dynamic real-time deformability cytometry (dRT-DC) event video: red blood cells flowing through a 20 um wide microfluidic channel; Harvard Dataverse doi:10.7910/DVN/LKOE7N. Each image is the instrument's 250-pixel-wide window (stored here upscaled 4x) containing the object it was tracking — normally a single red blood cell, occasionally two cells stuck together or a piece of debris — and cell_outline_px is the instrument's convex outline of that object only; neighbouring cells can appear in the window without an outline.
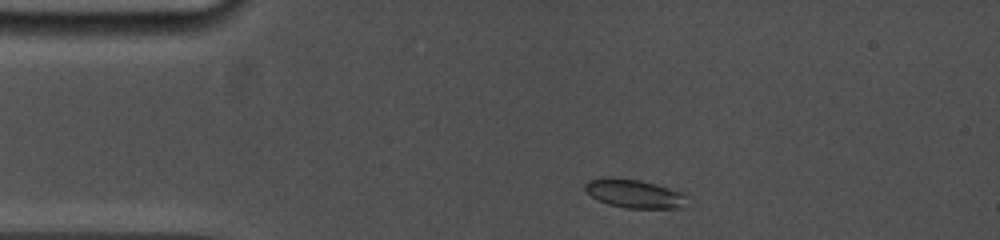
{"species": "common noctule bat (a hibernating species)", "species_latin": "Nyctalus noctula", "temperature_condition": "cold", "stored_images_in_passage": 49, "camera_frame_rate_fps": 5000, "um_per_image_px": 0.085, "animal": {"sex": "female", "body_mass_g": 19.0, "forearm_length_mm": 53.3}, "frame": {"image": 1, "passage_image": 3, "time_ms": 0.4, "image_size_px": [1000, 240], "cell_outline_px": [[684, 196], [680, 208], [624, 208], [608, 204], [592, 196], [584, 188], [584, 184], [588, 180], [608, 176], [640, 180], [656, 184], [680, 192]], "centroid_in_image_um": [53.81, 16.44], "position_along_channel_um": 31.2, "area_um2": 16.65}}
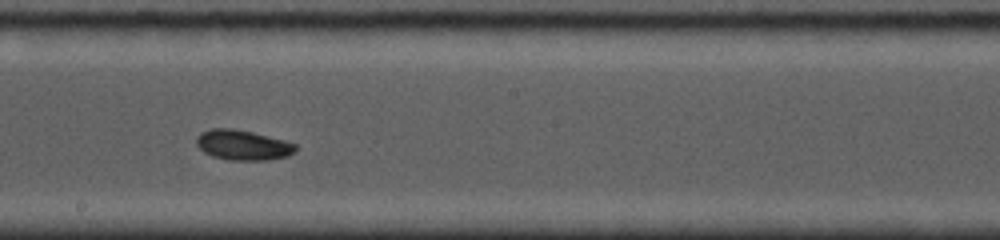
{"frame": {"image": 2, "passage_image": 26, "time_ms": 6.6, "image_size_px": [1000, 240], "cell_outline_px": [[296, 152], [288, 156], [268, 160], [228, 160], [212, 156], [204, 152], [196, 144], [196, 140], [200, 132], [212, 128], [232, 128], [252, 132], [284, 140], [296, 144]], "centroid_in_image_um": [20.64, 12.33], "position_along_channel_um": 227.6, "area_um2": 17.46}}
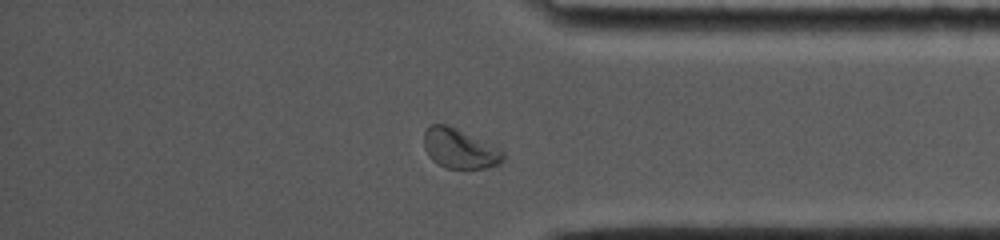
{"frame": {"image": 3, "passage_image": 43, "time_ms": 11.0, "image_size_px": [1000, 240], "cell_outline_px": [[504, 160], [500, 164], [488, 168], [444, 168], [432, 160], [428, 156], [424, 148], [424, 132], [432, 124], [444, 124], [456, 128], [500, 148], [504, 152]], "centroid_in_image_um": [39.08, 12.65], "position_along_channel_um": 396.1, "area_um2": 18.38}, "authors_computed_cell_mechanics": {"area_um2": 16.9932, "velocity_mm_per_s": 3.8631, "shape_relaxation_time_tau1_ms": 2.4282, "shape_relaxation_time_tau2_ms": null, "deformation_change_tau1": 0.094, "deformation_change_tau2": null}}